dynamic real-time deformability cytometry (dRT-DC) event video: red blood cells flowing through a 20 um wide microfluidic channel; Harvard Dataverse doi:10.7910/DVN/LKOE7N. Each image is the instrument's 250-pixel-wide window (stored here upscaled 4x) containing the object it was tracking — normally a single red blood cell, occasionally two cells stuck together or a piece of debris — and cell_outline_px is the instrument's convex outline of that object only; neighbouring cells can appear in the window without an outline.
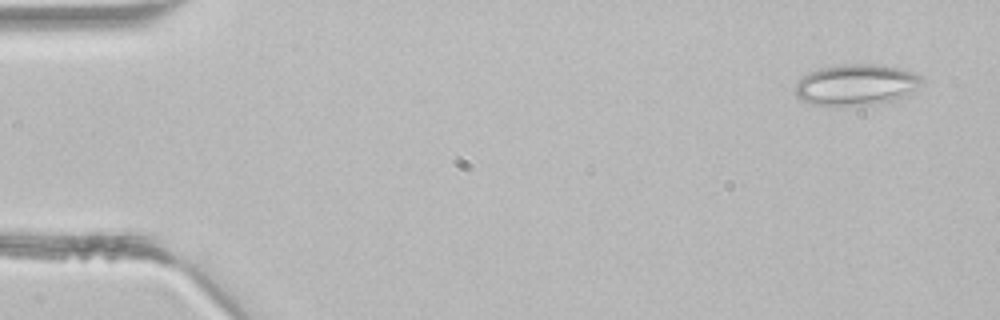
{"species": "common noctule bat (a hibernating species)", "species_latin": "Nyctalus noctula", "temperature_condition": "room temperature", "stored_images_in_passage": 4, "camera_frame_rate_fps": 3000, "um_per_image_px": 0.085, "animal": {"sex": "male", "body_mass_g": 21.5, "forearm_length_mm": 52.0}, "frame": {"image": 1, "passage_image": 1, "time_ms": 0.0, "image_size_px": [1000, 320], "cell_outline_px": [[924, 80], [908, 96], [892, 100], [868, 104], [812, 104], [800, 100], [796, 96], [796, 84], [808, 72], [820, 68], [844, 64], [884, 64], [900, 68], [912, 72], [920, 76]], "centroid_in_image_um": [72.8, 7.17], "position_along_channel_um": 12.2, "area_um2": 29.94}}